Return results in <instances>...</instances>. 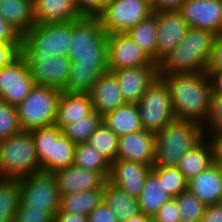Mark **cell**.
<instances>
[{
    "label": "cell",
    "instance_id": "obj_27",
    "mask_svg": "<svg viewBox=\"0 0 222 222\" xmlns=\"http://www.w3.org/2000/svg\"><path fill=\"white\" fill-rule=\"evenodd\" d=\"M103 122L118 136L143 130L137 104L127 103L103 116Z\"/></svg>",
    "mask_w": 222,
    "mask_h": 222
},
{
    "label": "cell",
    "instance_id": "obj_20",
    "mask_svg": "<svg viewBox=\"0 0 222 222\" xmlns=\"http://www.w3.org/2000/svg\"><path fill=\"white\" fill-rule=\"evenodd\" d=\"M89 95L92 100L93 110L102 117L127 104L120 91L118 81L111 71L101 74Z\"/></svg>",
    "mask_w": 222,
    "mask_h": 222
},
{
    "label": "cell",
    "instance_id": "obj_44",
    "mask_svg": "<svg viewBox=\"0 0 222 222\" xmlns=\"http://www.w3.org/2000/svg\"><path fill=\"white\" fill-rule=\"evenodd\" d=\"M108 0H75L77 8L83 16L97 17L106 6Z\"/></svg>",
    "mask_w": 222,
    "mask_h": 222
},
{
    "label": "cell",
    "instance_id": "obj_12",
    "mask_svg": "<svg viewBox=\"0 0 222 222\" xmlns=\"http://www.w3.org/2000/svg\"><path fill=\"white\" fill-rule=\"evenodd\" d=\"M34 86L31 70L21 54L0 68V99L8 105L17 107Z\"/></svg>",
    "mask_w": 222,
    "mask_h": 222
},
{
    "label": "cell",
    "instance_id": "obj_35",
    "mask_svg": "<svg viewBox=\"0 0 222 222\" xmlns=\"http://www.w3.org/2000/svg\"><path fill=\"white\" fill-rule=\"evenodd\" d=\"M119 137L104 123L90 135L87 143L101 153L110 163L116 160Z\"/></svg>",
    "mask_w": 222,
    "mask_h": 222
},
{
    "label": "cell",
    "instance_id": "obj_30",
    "mask_svg": "<svg viewBox=\"0 0 222 222\" xmlns=\"http://www.w3.org/2000/svg\"><path fill=\"white\" fill-rule=\"evenodd\" d=\"M103 200L111 208L119 222H123L140 212L138 199L129 196L108 180L104 183Z\"/></svg>",
    "mask_w": 222,
    "mask_h": 222
},
{
    "label": "cell",
    "instance_id": "obj_36",
    "mask_svg": "<svg viewBox=\"0 0 222 222\" xmlns=\"http://www.w3.org/2000/svg\"><path fill=\"white\" fill-rule=\"evenodd\" d=\"M19 203V180L0 178V216L13 217Z\"/></svg>",
    "mask_w": 222,
    "mask_h": 222
},
{
    "label": "cell",
    "instance_id": "obj_5",
    "mask_svg": "<svg viewBox=\"0 0 222 222\" xmlns=\"http://www.w3.org/2000/svg\"><path fill=\"white\" fill-rule=\"evenodd\" d=\"M155 135V156L152 167L177 166L181 158L204 138L201 123L177 120L167 124Z\"/></svg>",
    "mask_w": 222,
    "mask_h": 222
},
{
    "label": "cell",
    "instance_id": "obj_7",
    "mask_svg": "<svg viewBox=\"0 0 222 222\" xmlns=\"http://www.w3.org/2000/svg\"><path fill=\"white\" fill-rule=\"evenodd\" d=\"M39 172L55 173L73 166L75 146L55 124L31 130Z\"/></svg>",
    "mask_w": 222,
    "mask_h": 222
},
{
    "label": "cell",
    "instance_id": "obj_26",
    "mask_svg": "<svg viewBox=\"0 0 222 222\" xmlns=\"http://www.w3.org/2000/svg\"><path fill=\"white\" fill-rule=\"evenodd\" d=\"M214 164L213 147L210 140L204 137L179 161L177 168L188 181Z\"/></svg>",
    "mask_w": 222,
    "mask_h": 222
},
{
    "label": "cell",
    "instance_id": "obj_17",
    "mask_svg": "<svg viewBox=\"0 0 222 222\" xmlns=\"http://www.w3.org/2000/svg\"><path fill=\"white\" fill-rule=\"evenodd\" d=\"M151 169V165L116 159L111 162L108 181L129 196L138 198Z\"/></svg>",
    "mask_w": 222,
    "mask_h": 222
},
{
    "label": "cell",
    "instance_id": "obj_51",
    "mask_svg": "<svg viewBox=\"0 0 222 222\" xmlns=\"http://www.w3.org/2000/svg\"><path fill=\"white\" fill-rule=\"evenodd\" d=\"M54 222H88V216L75 213L57 212L54 216Z\"/></svg>",
    "mask_w": 222,
    "mask_h": 222
},
{
    "label": "cell",
    "instance_id": "obj_16",
    "mask_svg": "<svg viewBox=\"0 0 222 222\" xmlns=\"http://www.w3.org/2000/svg\"><path fill=\"white\" fill-rule=\"evenodd\" d=\"M114 73L126 103L136 104L158 77V66L108 70Z\"/></svg>",
    "mask_w": 222,
    "mask_h": 222
},
{
    "label": "cell",
    "instance_id": "obj_45",
    "mask_svg": "<svg viewBox=\"0 0 222 222\" xmlns=\"http://www.w3.org/2000/svg\"><path fill=\"white\" fill-rule=\"evenodd\" d=\"M88 222H119L111 208L103 200L88 215Z\"/></svg>",
    "mask_w": 222,
    "mask_h": 222
},
{
    "label": "cell",
    "instance_id": "obj_53",
    "mask_svg": "<svg viewBox=\"0 0 222 222\" xmlns=\"http://www.w3.org/2000/svg\"><path fill=\"white\" fill-rule=\"evenodd\" d=\"M152 217L145 215L143 212H139L135 216L128 218L123 222H149Z\"/></svg>",
    "mask_w": 222,
    "mask_h": 222
},
{
    "label": "cell",
    "instance_id": "obj_6",
    "mask_svg": "<svg viewBox=\"0 0 222 222\" xmlns=\"http://www.w3.org/2000/svg\"><path fill=\"white\" fill-rule=\"evenodd\" d=\"M39 172L31 131L0 140V178L21 179Z\"/></svg>",
    "mask_w": 222,
    "mask_h": 222
},
{
    "label": "cell",
    "instance_id": "obj_24",
    "mask_svg": "<svg viewBox=\"0 0 222 222\" xmlns=\"http://www.w3.org/2000/svg\"><path fill=\"white\" fill-rule=\"evenodd\" d=\"M93 111L89 94L61 93L57 105L55 125L62 130L65 126L78 121Z\"/></svg>",
    "mask_w": 222,
    "mask_h": 222
},
{
    "label": "cell",
    "instance_id": "obj_47",
    "mask_svg": "<svg viewBox=\"0 0 222 222\" xmlns=\"http://www.w3.org/2000/svg\"><path fill=\"white\" fill-rule=\"evenodd\" d=\"M21 35L0 16V43H21Z\"/></svg>",
    "mask_w": 222,
    "mask_h": 222
},
{
    "label": "cell",
    "instance_id": "obj_8",
    "mask_svg": "<svg viewBox=\"0 0 222 222\" xmlns=\"http://www.w3.org/2000/svg\"><path fill=\"white\" fill-rule=\"evenodd\" d=\"M62 90L50 86H34L16 107L23 131L55 124L57 105Z\"/></svg>",
    "mask_w": 222,
    "mask_h": 222
},
{
    "label": "cell",
    "instance_id": "obj_43",
    "mask_svg": "<svg viewBox=\"0 0 222 222\" xmlns=\"http://www.w3.org/2000/svg\"><path fill=\"white\" fill-rule=\"evenodd\" d=\"M152 218L157 222H181L180 211L175 198L163 204Z\"/></svg>",
    "mask_w": 222,
    "mask_h": 222
},
{
    "label": "cell",
    "instance_id": "obj_38",
    "mask_svg": "<svg viewBox=\"0 0 222 222\" xmlns=\"http://www.w3.org/2000/svg\"><path fill=\"white\" fill-rule=\"evenodd\" d=\"M151 171L162 180L165 191L173 198L187 190V180L177 166L152 167Z\"/></svg>",
    "mask_w": 222,
    "mask_h": 222
},
{
    "label": "cell",
    "instance_id": "obj_46",
    "mask_svg": "<svg viewBox=\"0 0 222 222\" xmlns=\"http://www.w3.org/2000/svg\"><path fill=\"white\" fill-rule=\"evenodd\" d=\"M21 43H0V68L8 65L19 54Z\"/></svg>",
    "mask_w": 222,
    "mask_h": 222
},
{
    "label": "cell",
    "instance_id": "obj_49",
    "mask_svg": "<svg viewBox=\"0 0 222 222\" xmlns=\"http://www.w3.org/2000/svg\"><path fill=\"white\" fill-rule=\"evenodd\" d=\"M201 222H222V206L220 204L207 205Z\"/></svg>",
    "mask_w": 222,
    "mask_h": 222
},
{
    "label": "cell",
    "instance_id": "obj_39",
    "mask_svg": "<svg viewBox=\"0 0 222 222\" xmlns=\"http://www.w3.org/2000/svg\"><path fill=\"white\" fill-rule=\"evenodd\" d=\"M23 131L16 107L10 106L0 99V140L14 136Z\"/></svg>",
    "mask_w": 222,
    "mask_h": 222
},
{
    "label": "cell",
    "instance_id": "obj_55",
    "mask_svg": "<svg viewBox=\"0 0 222 222\" xmlns=\"http://www.w3.org/2000/svg\"><path fill=\"white\" fill-rule=\"evenodd\" d=\"M149 222H157L154 218H151Z\"/></svg>",
    "mask_w": 222,
    "mask_h": 222
},
{
    "label": "cell",
    "instance_id": "obj_25",
    "mask_svg": "<svg viewBox=\"0 0 222 222\" xmlns=\"http://www.w3.org/2000/svg\"><path fill=\"white\" fill-rule=\"evenodd\" d=\"M0 16L24 36L35 24L33 0H0Z\"/></svg>",
    "mask_w": 222,
    "mask_h": 222
},
{
    "label": "cell",
    "instance_id": "obj_54",
    "mask_svg": "<svg viewBox=\"0 0 222 222\" xmlns=\"http://www.w3.org/2000/svg\"><path fill=\"white\" fill-rule=\"evenodd\" d=\"M13 217L0 216V222H12Z\"/></svg>",
    "mask_w": 222,
    "mask_h": 222
},
{
    "label": "cell",
    "instance_id": "obj_23",
    "mask_svg": "<svg viewBox=\"0 0 222 222\" xmlns=\"http://www.w3.org/2000/svg\"><path fill=\"white\" fill-rule=\"evenodd\" d=\"M187 189L206 205L219 204L222 197V168L211 165L187 181Z\"/></svg>",
    "mask_w": 222,
    "mask_h": 222
},
{
    "label": "cell",
    "instance_id": "obj_34",
    "mask_svg": "<svg viewBox=\"0 0 222 222\" xmlns=\"http://www.w3.org/2000/svg\"><path fill=\"white\" fill-rule=\"evenodd\" d=\"M66 87L62 90L66 93L89 94L102 73L108 69H84L71 68Z\"/></svg>",
    "mask_w": 222,
    "mask_h": 222
},
{
    "label": "cell",
    "instance_id": "obj_32",
    "mask_svg": "<svg viewBox=\"0 0 222 222\" xmlns=\"http://www.w3.org/2000/svg\"><path fill=\"white\" fill-rule=\"evenodd\" d=\"M127 34L156 63L157 13L132 27Z\"/></svg>",
    "mask_w": 222,
    "mask_h": 222
},
{
    "label": "cell",
    "instance_id": "obj_10",
    "mask_svg": "<svg viewBox=\"0 0 222 222\" xmlns=\"http://www.w3.org/2000/svg\"><path fill=\"white\" fill-rule=\"evenodd\" d=\"M153 14L149 0H108L97 16L104 32L127 33L132 27Z\"/></svg>",
    "mask_w": 222,
    "mask_h": 222
},
{
    "label": "cell",
    "instance_id": "obj_18",
    "mask_svg": "<svg viewBox=\"0 0 222 222\" xmlns=\"http://www.w3.org/2000/svg\"><path fill=\"white\" fill-rule=\"evenodd\" d=\"M155 156V135L141 130L119 137L116 159L128 160L153 166Z\"/></svg>",
    "mask_w": 222,
    "mask_h": 222
},
{
    "label": "cell",
    "instance_id": "obj_2",
    "mask_svg": "<svg viewBox=\"0 0 222 222\" xmlns=\"http://www.w3.org/2000/svg\"><path fill=\"white\" fill-rule=\"evenodd\" d=\"M108 35L98 17L72 21L71 68L108 69Z\"/></svg>",
    "mask_w": 222,
    "mask_h": 222
},
{
    "label": "cell",
    "instance_id": "obj_1",
    "mask_svg": "<svg viewBox=\"0 0 222 222\" xmlns=\"http://www.w3.org/2000/svg\"><path fill=\"white\" fill-rule=\"evenodd\" d=\"M168 86L174 116L202 125L209 116L212 83L205 72L158 75Z\"/></svg>",
    "mask_w": 222,
    "mask_h": 222
},
{
    "label": "cell",
    "instance_id": "obj_22",
    "mask_svg": "<svg viewBox=\"0 0 222 222\" xmlns=\"http://www.w3.org/2000/svg\"><path fill=\"white\" fill-rule=\"evenodd\" d=\"M35 23H65L80 20L75 0H33Z\"/></svg>",
    "mask_w": 222,
    "mask_h": 222
},
{
    "label": "cell",
    "instance_id": "obj_28",
    "mask_svg": "<svg viewBox=\"0 0 222 222\" xmlns=\"http://www.w3.org/2000/svg\"><path fill=\"white\" fill-rule=\"evenodd\" d=\"M172 198L173 197L165 191L162 180H159L158 177L150 171L146 176L143 190L137 199L140 212L153 217L160 207Z\"/></svg>",
    "mask_w": 222,
    "mask_h": 222
},
{
    "label": "cell",
    "instance_id": "obj_19",
    "mask_svg": "<svg viewBox=\"0 0 222 222\" xmlns=\"http://www.w3.org/2000/svg\"><path fill=\"white\" fill-rule=\"evenodd\" d=\"M71 63L68 56L58 55L36 62L30 68L34 85L63 90L70 76Z\"/></svg>",
    "mask_w": 222,
    "mask_h": 222
},
{
    "label": "cell",
    "instance_id": "obj_29",
    "mask_svg": "<svg viewBox=\"0 0 222 222\" xmlns=\"http://www.w3.org/2000/svg\"><path fill=\"white\" fill-rule=\"evenodd\" d=\"M104 198V184L100 188L62 195L58 212L88 216Z\"/></svg>",
    "mask_w": 222,
    "mask_h": 222
},
{
    "label": "cell",
    "instance_id": "obj_13",
    "mask_svg": "<svg viewBox=\"0 0 222 222\" xmlns=\"http://www.w3.org/2000/svg\"><path fill=\"white\" fill-rule=\"evenodd\" d=\"M108 70L158 66L127 33L108 34Z\"/></svg>",
    "mask_w": 222,
    "mask_h": 222
},
{
    "label": "cell",
    "instance_id": "obj_52",
    "mask_svg": "<svg viewBox=\"0 0 222 222\" xmlns=\"http://www.w3.org/2000/svg\"><path fill=\"white\" fill-rule=\"evenodd\" d=\"M209 77L212 83V93L222 96V71L214 72Z\"/></svg>",
    "mask_w": 222,
    "mask_h": 222
},
{
    "label": "cell",
    "instance_id": "obj_11",
    "mask_svg": "<svg viewBox=\"0 0 222 222\" xmlns=\"http://www.w3.org/2000/svg\"><path fill=\"white\" fill-rule=\"evenodd\" d=\"M18 180L22 205L28 209L47 210L55 216L61 196L53 173L40 171Z\"/></svg>",
    "mask_w": 222,
    "mask_h": 222
},
{
    "label": "cell",
    "instance_id": "obj_4",
    "mask_svg": "<svg viewBox=\"0 0 222 222\" xmlns=\"http://www.w3.org/2000/svg\"><path fill=\"white\" fill-rule=\"evenodd\" d=\"M72 21L65 23H35L21 37L20 54L31 68L49 56H68L71 50Z\"/></svg>",
    "mask_w": 222,
    "mask_h": 222
},
{
    "label": "cell",
    "instance_id": "obj_31",
    "mask_svg": "<svg viewBox=\"0 0 222 222\" xmlns=\"http://www.w3.org/2000/svg\"><path fill=\"white\" fill-rule=\"evenodd\" d=\"M73 165L98 172L105 180H108L111 163L88 143L76 144Z\"/></svg>",
    "mask_w": 222,
    "mask_h": 222
},
{
    "label": "cell",
    "instance_id": "obj_48",
    "mask_svg": "<svg viewBox=\"0 0 222 222\" xmlns=\"http://www.w3.org/2000/svg\"><path fill=\"white\" fill-rule=\"evenodd\" d=\"M186 0H152L151 7L153 13L180 10Z\"/></svg>",
    "mask_w": 222,
    "mask_h": 222
},
{
    "label": "cell",
    "instance_id": "obj_33",
    "mask_svg": "<svg viewBox=\"0 0 222 222\" xmlns=\"http://www.w3.org/2000/svg\"><path fill=\"white\" fill-rule=\"evenodd\" d=\"M102 122L103 117L93 110L89 115L65 126L62 132L74 144L87 143L90 135L98 129Z\"/></svg>",
    "mask_w": 222,
    "mask_h": 222
},
{
    "label": "cell",
    "instance_id": "obj_37",
    "mask_svg": "<svg viewBox=\"0 0 222 222\" xmlns=\"http://www.w3.org/2000/svg\"><path fill=\"white\" fill-rule=\"evenodd\" d=\"M175 200L181 222H201L207 205L197 196L187 189L175 197Z\"/></svg>",
    "mask_w": 222,
    "mask_h": 222
},
{
    "label": "cell",
    "instance_id": "obj_9",
    "mask_svg": "<svg viewBox=\"0 0 222 222\" xmlns=\"http://www.w3.org/2000/svg\"><path fill=\"white\" fill-rule=\"evenodd\" d=\"M136 104L146 131L156 133L176 119L168 86L160 77L154 80Z\"/></svg>",
    "mask_w": 222,
    "mask_h": 222
},
{
    "label": "cell",
    "instance_id": "obj_42",
    "mask_svg": "<svg viewBox=\"0 0 222 222\" xmlns=\"http://www.w3.org/2000/svg\"><path fill=\"white\" fill-rule=\"evenodd\" d=\"M222 71V33L216 35L205 73L209 76Z\"/></svg>",
    "mask_w": 222,
    "mask_h": 222
},
{
    "label": "cell",
    "instance_id": "obj_50",
    "mask_svg": "<svg viewBox=\"0 0 222 222\" xmlns=\"http://www.w3.org/2000/svg\"><path fill=\"white\" fill-rule=\"evenodd\" d=\"M208 138L213 147L214 163L222 166V135H204Z\"/></svg>",
    "mask_w": 222,
    "mask_h": 222
},
{
    "label": "cell",
    "instance_id": "obj_21",
    "mask_svg": "<svg viewBox=\"0 0 222 222\" xmlns=\"http://www.w3.org/2000/svg\"><path fill=\"white\" fill-rule=\"evenodd\" d=\"M60 196L100 188L105 179L95 171L70 166L53 173Z\"/></svg>",
    "mask_w": 222,
    "mask_h": 222
},
{
    "label": "cell",
    "instance_id": "obj_3",
    "mask_svg": "<svg viewBox=\"0 0 222 222\" xmlns=\"http://www.w3.org/2000/svg\"><path fill=\"white\" fill-rule=\"evenodd\" d=\"M216 34L189 28L181 42L158 64V75L205 72Z\"/></svg>",
    "mask_w": 222,
    "mask_h": 222
},
{
    "label": "cell",
    "instance_id": "obj_40",
    "mask_svg": "<svg viewBox=\"0 0 222 222\" xmlns=\"http://www.w3.org/2000/svg\"><path fill=\"white\" fill-rule=\"evenodd\" d=\"M202 126L204 135H222V96L212 93L209 116Z\"/></svg>",
    "mask_w": 222,
    "mask_h": 222
},
{
    "label": "cell",
    "instance_id": "obj_14",
    "mask_svg": "<svg viewBox=\"0 0 222 222\" xmlns=\"http://www.w3.org/2000/svg\"><path fill=\"white\" fill-rule=\"evenodd\" d=\"M189 28L180 10L157 13V65L181 42Z\"/></svg>",
    "mask_w": 222,
    "mask_h": 222
},
{
    "label": "cell",
    "instance_id": "obj_15",
    "mask_svg": "<svg viewBox=\"0 0 222 222\" xmlns=\"http://www.w3.org/2000/svg\"><path fill=\"white\" fill-rule=\"evenodd\" d=\"M190 28L218 35L222 33V2L219 0H186L180 9Z\"/></svg>",
    "mask_w": 222,
    "mask_h": 222
},
{
    "label": "cell",
    "instance_id": "obj_41",
    "mask_svg": "<svg viewBox=\"0 0 222 222\" xmlns=\"http://www.w3.org/2000/svg\"><path fill=\"white\" fill-rule=\"evenodd\" d=\"M12 222H54V216L47 210L28 209L19 203Z\"/></svg>",
    "mask_w": 222,
    "mask_h": 222
}]
</instances>
